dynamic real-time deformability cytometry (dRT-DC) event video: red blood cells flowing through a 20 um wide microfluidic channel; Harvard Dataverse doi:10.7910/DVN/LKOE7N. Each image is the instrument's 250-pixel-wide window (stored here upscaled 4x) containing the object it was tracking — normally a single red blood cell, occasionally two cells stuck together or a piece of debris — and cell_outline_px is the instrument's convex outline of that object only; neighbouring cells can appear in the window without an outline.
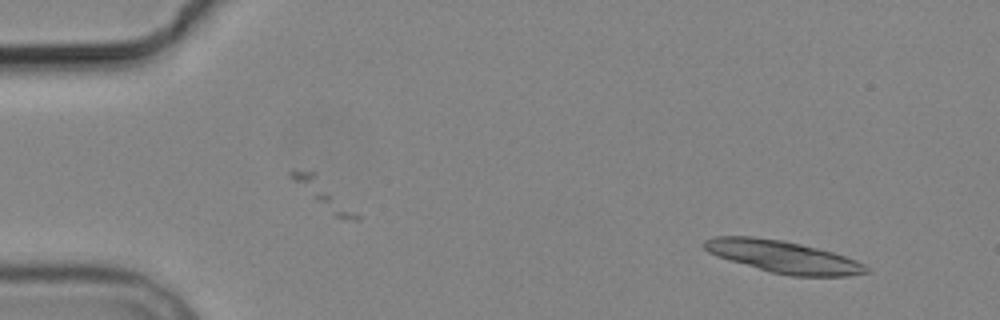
{"species": "common noctule bat (a hibernating species)", "species_latin": "Nyctalus noctula", "temperature_condition": "cold", "stored_images_in_passage": 5, "camera_frame_rate_fps": 3000, "um_per_image_px": 0.085, "animal": {"sex": "male", "body_mass_g": 19.2, "forearm_length_mm": 51.8}, "frame": {"image": 1, "passage_image": 1, "time_ms": 0.0, "image_size_px": [1000, 320], "cell_outline_px": [[872, 272], [848, 276], [792, 276], [772, 272], [716, 256], [708, 252], [704, 248], [704, 240], [716, 236], [752, 236], [784, 240], [832, 252], [856, 260], [864, 264]], "centroid_in_image_um": [66.58, 21.82], "position_along_channel_um": 18.4, "area_um2": 30.11}}